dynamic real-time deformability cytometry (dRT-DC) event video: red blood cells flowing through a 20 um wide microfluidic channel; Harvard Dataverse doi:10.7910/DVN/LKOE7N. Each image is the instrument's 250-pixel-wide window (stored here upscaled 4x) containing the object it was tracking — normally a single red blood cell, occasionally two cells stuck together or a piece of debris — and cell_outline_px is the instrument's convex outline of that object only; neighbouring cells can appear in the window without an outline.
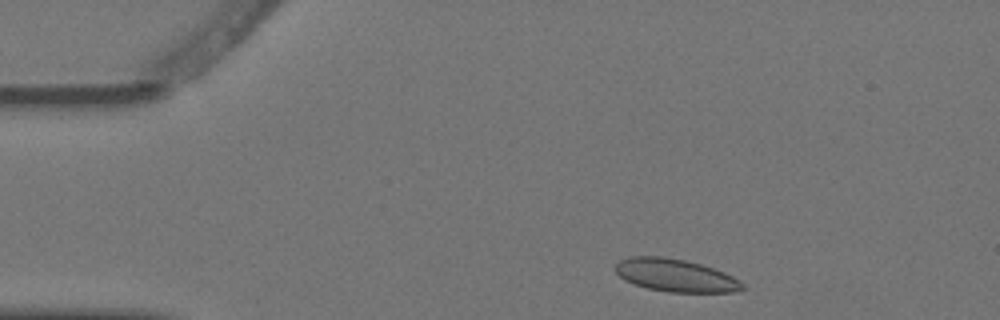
{"species": "Egyptian fruit bat (a non-hibernating species)", "species_latin": "Rousettus aegyptiacus", "temperature_condition": "warm", "stored_images_in_passage": 3, "camera_frame_rate_fps": 3000, "um_per_image_px": 0.085, "animal": {"sex": "female"}, "frame": {"image": 1, "passage_image": 1, "time_ms": 0.0, "image_size_px": [1000, 320], "cell_outline_px": [[744, 288], [732, 292], [668, 292], [648, 288], [624, 280], [616, 272], [616, 264], [620, 260], [632, 256], [664, 256], [684, 260], [700, 264], [724, 272], [740, 280], [744, 284]], "centroid_in_image_um": [57.42, 23.4], "position_along_channel_um": 27.6, "area_um2": 24.04}}